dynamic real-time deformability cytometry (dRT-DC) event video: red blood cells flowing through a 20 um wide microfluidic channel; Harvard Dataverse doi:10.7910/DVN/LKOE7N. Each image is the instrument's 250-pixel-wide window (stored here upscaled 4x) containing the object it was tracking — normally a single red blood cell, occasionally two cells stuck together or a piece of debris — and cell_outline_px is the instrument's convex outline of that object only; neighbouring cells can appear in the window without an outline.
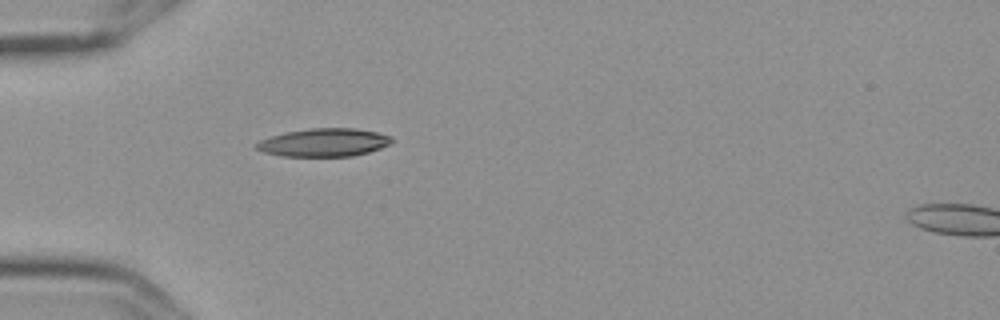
{"species": "Egyptian fruit bat (a non-hibernating species)", "species_latin": "Rousettus aegyptiacus", "temperature_condition": "cold", "stored_images_in_passage": 1, "camera_frame_rate_fps": 3000, "um_per_image_px": 0.085, "frame": {"image": 1, "passage_image": 1, "time_ms": 0.0, "image_size_px": [1000, 320], "cell_outline_px": [[392, 144], [368, 152], [352, 156], [280, 156], [264, 152], [256, 148], [256, 144], [260, 140], [284, 132], [308, 128], [356, 128], [376, 132], [392, 136]], "centroid_in_image_um": [27.55, 12.1], "position_along_channel_um": 57.4, "area_um2": 22.2}}